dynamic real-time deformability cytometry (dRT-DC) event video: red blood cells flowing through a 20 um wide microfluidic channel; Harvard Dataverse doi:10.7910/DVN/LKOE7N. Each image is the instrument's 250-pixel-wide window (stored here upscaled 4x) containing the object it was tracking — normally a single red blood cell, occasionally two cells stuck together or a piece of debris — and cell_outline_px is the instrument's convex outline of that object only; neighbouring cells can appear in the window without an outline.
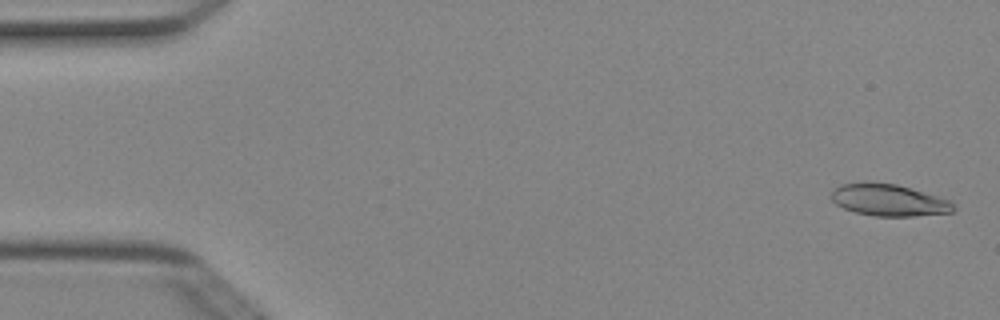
{"species": "Egyptian fruit bat (a non-hibernating species)", "species_latin": "Rousettus aegyptiacus", "temperature_condition": "cold", "stored_images_in_passage": 4, "camera_frame_rate_fps": 3000, "um_per_image_px": 0.085, "animal": {"sex": "female"}, "frame": {"image": 1, "passage_image": 1, "time_ms": 0.0, "image_size_px": [1000, 320], "cell_outline_px": [[956, 208], [952, 212], [912, 216], [876, 216], [856, 212], [844, 208], [836, 204], [832, 200], [832, 192], [840, 184], [868, 180], [872, 180], [896, 184], [952, 200], [956, 204]], "centroid_in_image_um": [75.56, 16.98], "position_along_channel_um": 9.4, "area_um2": 23.0}}
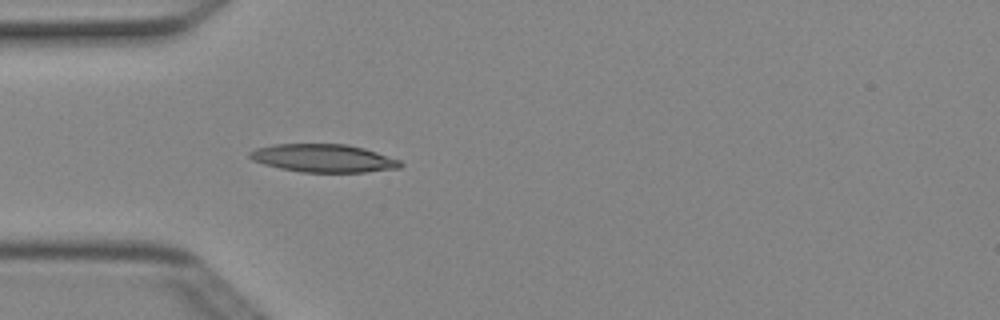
{"frame": {"image": 2, "passage_image": 4, "time_ms": 1.0, "image_size_px": [1000, 320], "cell_outline_px": [[404, 164], [400, 168], [364, 172], [300, 172], [280, 168], [264, 164], [252, 160], [248, 156], [248, 152], [256, 148], [272, 144], [348, 144], [364, 148], [400, 160]], "centroid_in_image_um": [27.48, 13.44], "position_along_channel_um": 57.5, "area_um2": 24.68}}